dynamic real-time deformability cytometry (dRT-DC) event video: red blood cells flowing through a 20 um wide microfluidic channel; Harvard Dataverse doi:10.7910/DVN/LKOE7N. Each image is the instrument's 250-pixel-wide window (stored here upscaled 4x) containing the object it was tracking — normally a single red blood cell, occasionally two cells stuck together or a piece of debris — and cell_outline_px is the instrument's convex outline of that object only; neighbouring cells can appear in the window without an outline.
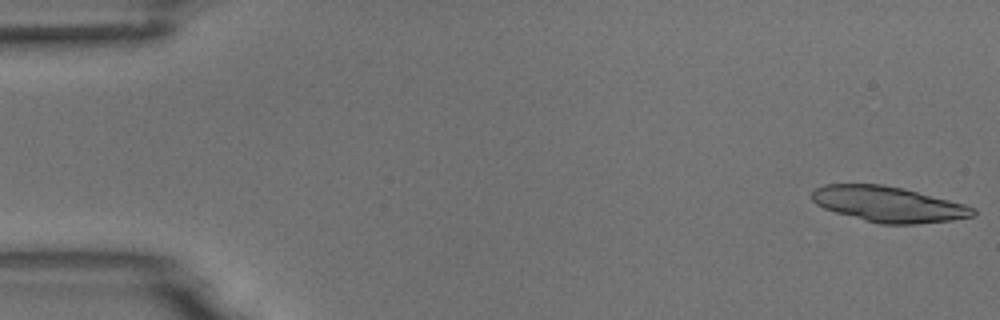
{"species": "common noctule bat (a hibernating species)", "species_latin": "Nyctalus noctula", "temperature_condition": "room temperature", "stored_images_in_passage": 54, "segment_of_instrument_passage": [1, 2], "camera_frame_rate_fps": 3000, "um_per_image_px": 0.085, "animal": {"sex": "male", "body_mass_g": 18.8}, "frame": {"image": 1, "passage_image": 1, "time_ms": 0.0, "image_size_px": [1000, 320], "cell_outline_px": [[976, 216], [952, 220], [916, 224], [880, 224], [864, 220], [836, 212], [824, 208], [816, 204], [812, 200], [812, 192], [816, 188], [824, 184], [884, 184], [904, 188], [964, 204], [976, 208]], "centroid_in_image_um": [75.54, 17.36], "position_along_channel_um": 9.5, "area_um2": 33.41}}